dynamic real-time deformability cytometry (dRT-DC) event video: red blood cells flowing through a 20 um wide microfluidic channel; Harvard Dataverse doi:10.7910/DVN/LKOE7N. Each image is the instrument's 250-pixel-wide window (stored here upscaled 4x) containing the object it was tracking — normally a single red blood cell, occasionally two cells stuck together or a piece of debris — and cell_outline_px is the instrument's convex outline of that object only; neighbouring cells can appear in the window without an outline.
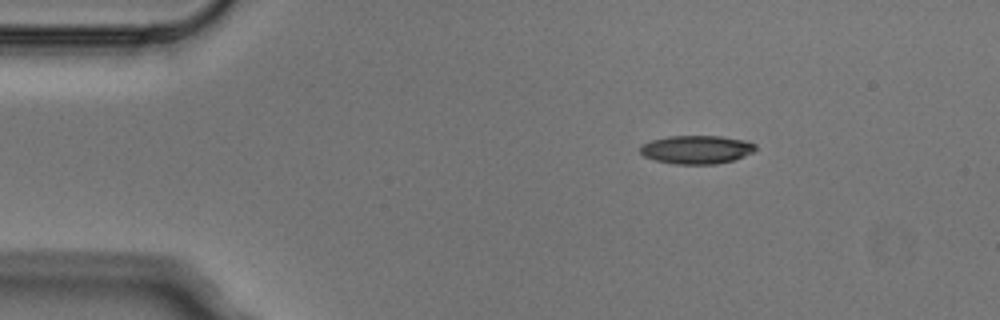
{"species": "Egyptian fruit bat (a non-hibernating species)", "species_latin": "Rousettus aegyptiacus", "temperature_condition": "cold", "stored_images_in_passage": 3, "camera_frame_rate_fps": 3000, "um_per_image_px": 0.085, "animal": {"sex": "male"}, "frame": {"image": 1, "passage_image": 1, "time_ms": 0.0, "image_size_px": [1000, 320], "cell_outline_px": [[756, 148], [752, 152], [744, 156], [732, 160], [716, 164], [676, 164], [656, 160], [644, 156], [640, 152], [640, 144], [652, 140], [668, 136], [720, 136], [744, 140], [756, 144]], "centroid_in_image_um": [59.19, 12.71], "position_along_channel_um": 25.8, "area_um2": 19.02}}
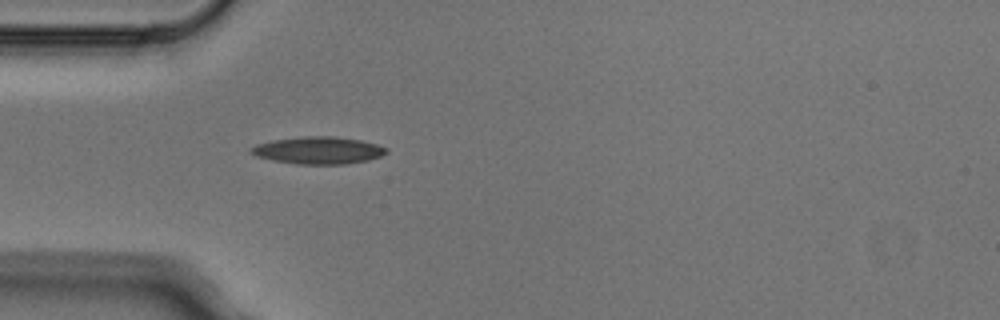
{"frame": {"image": 2, "passage_image": 3, "time_ms": 0.667, "image_size_px": [1000, 320], "cell_outline_px": [[388, 152], [380, 156], [368, 160], [344, 164], [296, 164], [272, 160], [256, 156], [248, 152], [248, 148], [256, 144], [272, 140], [304, 136], [332, 136], [360, 140], [376, 144], [388, 148]], "centroid_in_image_um": [27.01, 12.78], "position_along_channel_um": 58.0, "area_um2": 21.56}}